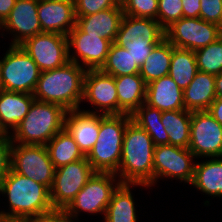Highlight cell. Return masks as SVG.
I'll use <instances>...</instances> for the list:
<instances>
[{"instance_id": "obj_11", "label": "cell", "mask_w": 222, "mask_h": 222, "mask_svg": "<svg viewBox=\"0 0 222 222\" xmlns=\"http://www.w3.org/2000/svg\"><path fill=\"white\" fill-rule=\"evenodd\" d=\"M20 46L34 60L41 72L60 68L69 62L66 35L42 32L26 39Z\"/></svg>"}, {"instance_id": "obj_43", "label": "cell", "mask_w": 222, "mask_h": 222, "mask_svg": "<svg viewBox=\"0 0 222 222\" xmlns=\"http://www.w3.org/2000/svg\"><path fill=\"white\" fill-rule=\"evenodd\" d=\"M16 0H0V24L10 14L12 8L15 6Z\"/></svg>"}, {"instance_id": "obj_24", "label": "cell", "mask_w": 222, "mask_h": 222, "mask_svg": "<svg viewBox=\"0 0 222 222\" xmlns=\"http://www.w3.org/2000/svg\"><path fill=\"white\" fill-rule=\"evenodd\" d=\"M34 100L33 94L0 91V120L8 132L24 119Z\"/></svg>"}, {"instance_id": "obj_8", "label": "cell", "mask_w": 222, "mask_h": 222, "mask_svg": "<svg viewBox=\"0 0 222 222\" xmlns=\"http://www.w3.org/2000/svg\"><path fill=\"white\" fill-rule=\"evenodd\" d=\"M11 169L35 182L52 187L55 167L50 160L45 145H23L13 143L11 150Z\"/></svg>"}, {"instance_id": "obj_23", "label": "cell", "mask_w": 222, "mask_h": 222, "mask_svg": "<svg viewBox=\"0 0 222 222\" xmlns=\"http://www.w3.org/2000/svg\"><path fill=\"white\" fill-rule=\"evenodd\" d=\"M184 106L188 111H207L217 98L215 91V75L198 71L183 91Z\"/></svg>"}, {"instance_id": "obj_1", "label": "cell", "mask_w": 222, "mask_h": 222, "mask_svg": "<svg viewBox=\"0 0 222 222\" xmlns=\"http://www.w3.org/2000/svg\"><path fill=\"white\" fill-rule=\"evenodd\" d=\"M0 193L7 194L11 209L7 213L0 212V221H35L54 210L50 190L45 185L12 169L0 183Z\"/></svg>"}, {"instance_id": "obj_25", "label": "cell", "mask_w": 222, "mask_h": 222, "mask_svg": "<svg viewBox=\"0 0 222 222\" xmlns=\"http://www.w3.org/2000/svg\"><path fill=\"white\" fill-rule=\"evenodd\" d=\"M206 195L222 196V158L214 157L206 162L195 163L194 177L191 183Z\"/></svg>"}, {"instance_id": "obj_47", "label": "cell", "mask_w": 222, "mask_h": 222, "mask_svg": "<svg viewBox=\"0 0 222 222\" xmlns=\"http://www.w3.org/2000/svg\"><path fill=\"white\" fill-rule=\"evenodd\" d=\"M3 90L2 82H1V76H0V91Z\"/></svg>"}, {"instance_id": "obj_31", "label": "cell", "mask_w": 222, "mask_h": 222, "mask_svg": "<svg viewBox=\"0 0 222 222\" xmlns=\"http://www.w3.org/2000/svg\"><path fill=\"white\" fill-rule=\"evenodd\" d=\"M132 121L144 129L155 146L169 145V136L162 124V111L145 102L131 115Z\"/></svg>"}, {"instance_id": "obj_14", "label": "cell", "mask_w": 222, "mask_h": 222, "mask_svg": "<svg viewBox=\"0 0 222 222\" xmlns=\"http://www.w3.org/2000/svg\"><path fill=\"white\" fill-rule=\"evenodd\" d=\"M69 61L82 65L86 70L100 69L105 63L108 52L112 45L110 40L100 37L99 34L82 32L76 25L68 33ZM74 48V55H70ZM79 58L82 64L79 63ZM84 65V66H83Z\"/></svg>"}, {"instance_id": "obj_26", "label": "cell", "mask_w": 222, "mask_h": 222, "mask_svg": "<svg viewBox=\"0 0 222 222\" xmlns=\"http://www.w3.org/2000/svg\"><path fill=\"white\" fill-rule=\"evenodd\" d=\"M145 184L121 183L114 191L104 216L105 222H137L134 199L130 187Z\"/></svg>"}, {"instance_id": "obj_33", "label": "cell", "mask_w": 222, "mask_h": 222, "mask_svg": "<svg viewBox=\"0 0 222 222\" xmlns=\"http://www.w3.org/2000/svg\"><path fill=\"white\" fill-rule=\"evenodd\" d=\"M194 52L198 71L215 76L222 73V37Z\"/></svg>"}, {"instance_id": "obj_10", "label": "cell", "mask_w": 222, "mask_h": 222, "mask_svg": "<svg viewBox=\"0 0 222 222\" xmlns=\"http://www.w3.org/2000/svg\"><path fill=\"white\" fill-rule=\"evenodd\" d=\"M221 37V27L199 18L182 17L165 30V38L176 48L195 51Z\"/></svg>"}, {"instance_id": "obj_42", "label": "cell", "mask_w": 222, "mask_h": 222, "mask_svg": "<svg viewBox=\"0 0 222 222\" xmlns=\"http://www.w3.org/2000/svg\"><path fill=\"white\" fill-rule=\"evenodd\" d=\"M207 112L222 125V98H216L208 108Z\"/></svg>"}, {"instance_id": "obj_27", "label": "cell", "mask_w": 222, "mask_h": 222, "mask_svg": "<svg viewBox=\"0 0 222 222\" xmlns=\"http://www.w3.org/2000/svg\"><path fill=\"white\" fill-rule=\"evenodd\" d=\"M173 45L165 38L156 45L140 67L146 84L169 74Z\"/></svg>"}, {"instance_id": "obj_19", "label": "cell", "mask_w": 222, "mask_h": 222, "mask_svg": "<svg viewBox=\"0 0 222 222\" xmlns=\"http://www.w3.org/2000/svg\"><path fill=\"white\" fill-rule=\"evenodd\" d=\"M98 110L85 111L75 109L65 115V129L78 144L80 151L87 156L95 143L100 130V114Z\"/></svg>"}, {"instance_id": "obj_18", "label": "cell", "mask_w": 222, "mask_h": 222, "mask_svg": "<svg viewBox=\"0 0 222 222\" xmlns=\"http://www.w3.org/2000/svg\"><path fill=\"white\" fill-rule=\"evenodd\" d=\"M38 18L42 32L68 35L75 27L74 0H39Z\"/></svg>"}, {"instance_id": "obj_29", "label": "cell", "mask_w": 222, "mask_h": 222, "mask_svg": "<svg viewBox=\"0 0 222 222\" xmlns=\"http://www.w3.org/2000/svg\"><path fill=\"white\" fill-rule=\"evenodd\" d=\"M45 146L55 169L85 157L65 128L57 133Z\"/></svg>"}, {"instance_id": "obj_20", "label": "cell", "mask_w": 222, "mask_h": 222, "mask_svg": "<svg viewBox=\"0 0 222 222\" xmlns=\"http://www.w3.org/2000/svg\"><path fill=\"white\" fill-rule=\"evenodd\" d=\"M145 103L162 112L185 109L183 90L169 75L146 84Z\"/></svg>"}, {"instance_id": "obj_9", "label": "cell", "mask_w": 222, "mask_h": 222, "mask_svg": "<svg viewBox=\"0 0 222 222\" xmlns=\"http://www.w3.org/2000/svg\"><path fill=\"white\" fill-rule=\"evenodd\" d=\"M96 171L86 156L55 169L50 200L54 210H64Z\"/></svg>"}, {"instance_id": "obj_38", "label": "cell", "mask_w": 222, "mask_h": 222, "mask_svg": "<svg viewBox=\"0 0 222 222\" xmlns=\"http://www.w3.org/2000/svg\"><path fill=\"white\" fill-rule=\"evenodd\" d=\"M11 138H0V183L11 169Z\"/></svg>"}, {"instance_id": "obj_36", "label": "cell", "mask_w": 222, "mask_h": 222, "mask_svg": "<svg viewBox=\"0 0 222 222\" xmlns=\"http://www.w3.org/2000/svg\"><path fill=\"white\" fill-rule=\"evenodd\" d=\"M74 2L76 16H87L121 4L120 0H74Z\"/></svg>"}, {"instance_id": "obj_5", "label": "cell", "mask_w": 222, "mask_h": 222, "mask_svg": "<svg viewBox=\"0 0 222 222\" xmlns=\"http://www.w3.org/2000/svg\"><path fill=\"white\" fill-rule=\"evenodd\" d=\"M131 115L100 114V130L97 142L86 156L96 172L116 173L122 154L123 137Z\"/></svg>"}, {"instance_id": "obj_21", "label": "cell", "mask_w": 222, "mask_h": 222, "mask_svg": "<svg viewBox=\"0 0 222 222\" xmlns=\"http://www.w3.org/2000/svg\"><path fill=\"white\" fill-rule=\"evenodd\" d=\"M124 16L122 5L87 16H76L75 25L84 33L99 34L112 43L115 42Z\"/></svg>"}, {"instance_id": "obj_17", "label": "cell", "mask_w": 222, "mask_h": 222, "mask_svg": "<svg viewBox=\"0 0 222 222\" xmlns=\"http://www.w3.org/2000/svg\"><path fill=\"white\" fill-rule=\"evenodd\" d=\"M39 0H16L7 18L0 24V29L14 35L11 45H20L26 39L42 33L38 18Z\"/></svg>"}, {"instance_id": "obj_16", "label": "cell", "mask_w": 222, "mask_h": 222, "mask_svg": "<svg viewBox=\"0 0 222 222\" xmlns=\"http://www.w3.org/2000/svg\"><path fill=\"white\" fill-rule=\"evenodd\" d=\"M102 115H118V95L113 76L100 69H89L84 76L83 99Z\"/></svg>"}, {"instance_id": "obj_30", "label": "cell", "mask_w": 222, "mask_h": 222, "mask_svg": "<svg viewBox=\"0 0 222 222\" xmlns=\"http://www.w3.org/2000/svg\"><path fill=\"white\" fill-rule=\"evenodd\" d=\"M198 72L195 52L173 46L169 76L183 91L193 81Z\"/></svg>"}, {"instance_id": "obj_7", "label": "cell", "mask_w": 222, "mask_h": 222, "mask_svg": "<svg viewBox=\"0 0 222 222\" xmlns=\"http://www.w3.org/2000/svg\"><path fill=\"white\" fill-rule=\"evenodd\" d=\"M117 177L115 173L95 172L64 210L75 218L80 211L91 214L104 213L105 216L112 195L121 184L119 179L114 183Z\"/></svg>"}, {"instance_id": "obj_22", "label": "cell", "mask_w": 222, "mask_h": 222, "mask_svg": "<svg viewBox=\"0 0 222 222\" xmlns=\"http://www.w3.org/2000/svg\"><path fill=\"white\" fill-rule=\"evenodd\" d=\"M118 114L132 115L146 100V83L140 74L116 76Z\"/></svg>"}, {"instance_id": "obj_40", "label": "cell", "mask_w": 222, "mask_h": 222, "mask_svg": "<svg viewBox=\"0 0 222 222\" xmlns=\"http://www.w3.org/2000/svg\"><path fill=\"white\" fill-rule=\"evenodd\" d=\"M74 218L65 210H53L49 215H45L34 222H73L72 219Z\"/></svg>"}, {"instance_id": "obj_12", "label": "cell", "mask_w": 222, "mask_h": 222, "mask_svg": "<svg viewBox=\"0 0 222 222\" xmlns=\"http://www.w3.org/2000/svg\"><path fill=\"white\" fill-rule=\"evenodd\" d=\"M196 158L188 148L159 145L154 149L153 185L159 178H177L191 185L194 177ZM163 176V177H162Z\"/></svg>"}, {"instance_id": "obj_15", "label": "cell", "mask_w": 222, "mask_h": 222, "mask_svg": "<svg viewBox=\"0 0 222 222\" xmlns=\"http://www.w3.org/2000/svg\"><path fill=\"white\" fill-rule=\"evenodd\" d=\"M165 39V30L157 20L124 15L115 44L120 47L156 46Z\"/></svg>"}, {"instance_id": "obj_28", "label": "cell", "mask_w": 222, "mask_h": 222, "mask_svg": "<svg viewBox=\"0 0 222 222\" xmlns=\"http://www.w3.org/2000/svg\"><path fill=\"white\" fill-rule=\"evenodd\" d=\"M191 114L186 109L162 112L161 121L169 136V145L189 148Z\"/></svg>"}, {"instance_id": "obj_13", "label": "cell", "mask_w": 222, "mask_h": 222, "mask_svg": "<svg viewBox=\"0 0 222 222\" xmlns=\"http://www.w3.org/2000/svg\"><path fill=\"white\" fill-rule=\"evenodd\" d=\"M196 158L222 157V125L207 111H193L188 148Z\"/></svg>"}, {"instance_id": "obj_39", "label": "cell", "mask_w": 222, "mask_h": 222, "mask_svg": "<svg viewBox=\"0 0 222 222\" xmlns=\"http://www.w3.org/2000/svg\"><path fill=\"white\" fill-rule=\"evenodd\" d=\"M155 46H137V47H123L128 49L134 61L139 67L143 65L144 60L149 56Z\"/></svg>"}, {"instance_id": "obj_34", "label": "cell", "mask_w": 222, "mask_h": 222, "mask_svg": "<svg viewBox=\"0 0 222 222\" xmlns=\"http://www.w3.org/2000/svg\"><path fill=\"white\" fill-rule=\"evenodd\" d=\"M124 15L157 20L158 0H120Z\"/></svg>"}, {"instance_id": "obj_4", "label": "cell", "mask_w": 222, "mask_h": 222, "mask_svg": "<svg viewBox=\"0 0 222 222\" xmlns=\"http://www.w3.org/2000/svg\"><path fill=\"white\" fill-rule=\"evenodd\" d=\"M66 112L61 105L34 100L27 115L10 135L12 142L46 145L64 129Z\"/></svg>"}, {"instance_id": "obj_6", "label": "cell", "mask_w": 222, "mask_h": 222, "mask_svg": "<svg viewBox=\"0 0 222 222\" xmlns=\"http://www.w3.org/2000/svg\"><path fill=\"white\" fill-rule=\"evenodd\" d=\"M41 71L20 45H10L0 60L3 90L33 94Z\"/></svg>"}, {"instance_id": "obj_35", "label": "cell", "mask_w": 222, "mask_h": 222, "mask_svg": "<svg viewBox=\"0 0 222 222\" xmlns=\"http://www.w3.org/2000/svg\"><path fill=\"white\" fill-rule=\"evenodd\" d=\"M182 17V0H158L157 21L164 30Z\"/></svg>"}, {"instance_id": "obj_45", "label": "cell", "mask_w": 222, "mask_h": 222, "mask_svg": "<svg viewBox=\"0 0 222 222\" xmlns=\"http://www.w3.org/2000/svg\"><path fill=\"white\" fill-rule=\"evenodd\" d=\"M12 132H8L5 127L2 125L1 120H0V138H11L10 134Z\"/></svg>"}, {"instance_id": "obj_37", "label": "cell", "mask_w": 222, "mask_h": 222, "mask_svg": "<svg viewBox=\"0 0 222 222\" xmlns=\"http://www.w3.org/2000/svg\"><path fill=\"white\" fill-rule=\"evenodd\" d=\"M200 18L222 26V0H201Z\"/></svg>"}, {"instance_id": "obj_2", "label": "cell", "mask_w": 222, "mask_h": 222, "mask_svg": "<svg viewBox=\"0 0 222 222\" xmlns=\"http://www.w3.org/2000/svg\"><path fill=\"white\" fill-rule=\"evenodd\" d=\"M154 149L150 135L132 120L128 123L118 171L121 183L153 185Z\"/></svg>"}, {"instance_id": "obj_3", "label": "cell", "mask_w": 222, "mask_h": 222, "mask_svg": "<svg viewBox=\"0 0 222 222\" xmlns=\"http://www.w3.org/2000/svg\"><path fill=\"white\" fill-rule=\"evenodd\" d=\"M86 71L70 61L60 68L42 71L33 93L35 100L61 105L67 111L80 109Z\"/></svg>"}, {"instance_id": "obj_44", "label": "cell", "mask_w": 222, "mask_h": 222, "mask_svg": "<svg viewBox=\"0 0 222 222\" xmlns=\"http://www.w3.org/2000/svg\"><path fill=\"white\" fill-rule=\"evenodd\" d=\"M216 97L222 98V73L215 76Z\"/></svg>"}, {"instance_id": "obj_41", "label": "cell", "mask_w": 222, "mask_h": 222, "mask_svg": "<svg viewBox=\"0 0 222 222\" xmlns=\"http://www.w3.org/2000/svg\"><path fill=\"white\" fill-rule=\"evenodd\" d=\"M201 0H182L183 17L199 18L201 10Z\"/></svg>"}, {"instance_id": "obj_46", "label": "cell", "mask_w": 222, "mask_h": 222, "mask_svg": "<svg viewBox=\"0 0 222 222\" xmlns=\"http://www.w3.org/2000/svg\"><path fill=\"white\" fill-rule=\"evenodd\" d=\"M0 222H34V221H9V220H6V221H0Z\"/></svg>"}, {"instance_id": "obj_32", "label": "cell", "mask_w": 222, "mask_h": 222, "mask_svg": "<svg viewBox=\"0 0 222 222\" xmlns=\"http://www.w3.org/2000/svg\"><path fill=\"white\" fill-rule=\"evenodd\" d=\"M100 70L113 77L140 73V67L134 61L128 49L120 47L114 42Z\"/></svg>"}]
</instances>
